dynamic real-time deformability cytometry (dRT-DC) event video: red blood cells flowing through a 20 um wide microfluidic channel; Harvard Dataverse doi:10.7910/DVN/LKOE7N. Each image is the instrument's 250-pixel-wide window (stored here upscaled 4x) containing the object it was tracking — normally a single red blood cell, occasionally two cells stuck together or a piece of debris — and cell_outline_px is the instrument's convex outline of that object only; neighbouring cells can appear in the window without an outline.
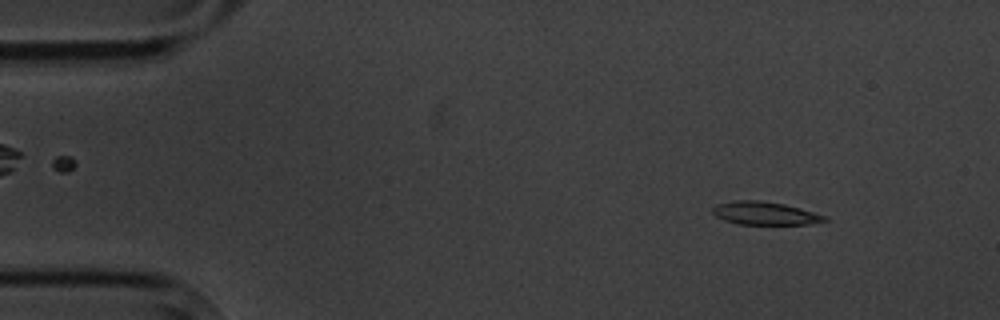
{"species": "common noctule bat (a hibernating species)", "species_latin": "Nyctalus noctula", "temperature_condition": "cold", "stored_images_in_passage": 4, "camera_frame_rate_fps": 3000, "um_per_image_px": 0.085, "animal": {"sex": "male", "body_mass_g": 20.1, "forearm_length_mm": 53.5}, "frame": {"image": 1, "passage_image": 1, "time_ms": 0.0, "image_size_px": [1000, 320], "cell_outline_px": [[828, 220], [808, 224], [740, 224], [724, 220], [716, 216], [712, 212], [712, 208], [716, 204], [736, 200], [764, 200], [784, 204], [800, 208], [824, 216]], "centroid_in_image_um": [64.96, 18.12], "position_along_channel_um": 20.0, "area_um2": 14.91}}
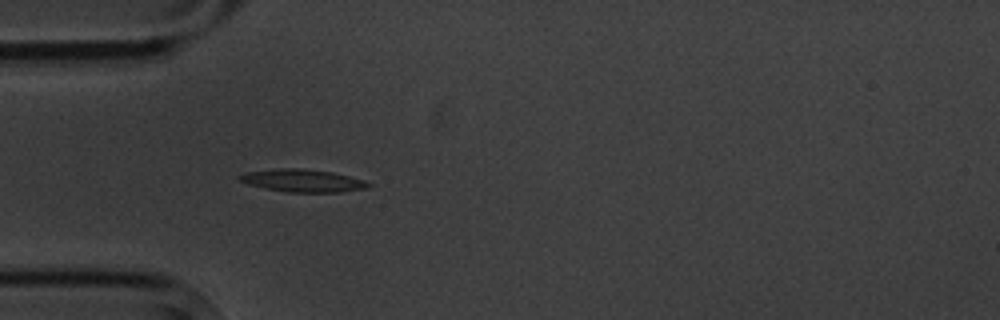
{"frame": {"image": 2, "passage_image": 4, "time_ms": 3.333, "image_size_px": [1000, 320], "cell_outline_px": [[372, 184], [364, 188], [340, 192], [288, 192], [264, 188], [248, 184], [240, 180], [236, 176], [248, 172], [276, 168], [300, 168], [332, 172], [364, 180]], "centroid_in_image_um": [25.7, 15.35], "position_along_channel_um": 59.3, "area_um2": 16.82}}